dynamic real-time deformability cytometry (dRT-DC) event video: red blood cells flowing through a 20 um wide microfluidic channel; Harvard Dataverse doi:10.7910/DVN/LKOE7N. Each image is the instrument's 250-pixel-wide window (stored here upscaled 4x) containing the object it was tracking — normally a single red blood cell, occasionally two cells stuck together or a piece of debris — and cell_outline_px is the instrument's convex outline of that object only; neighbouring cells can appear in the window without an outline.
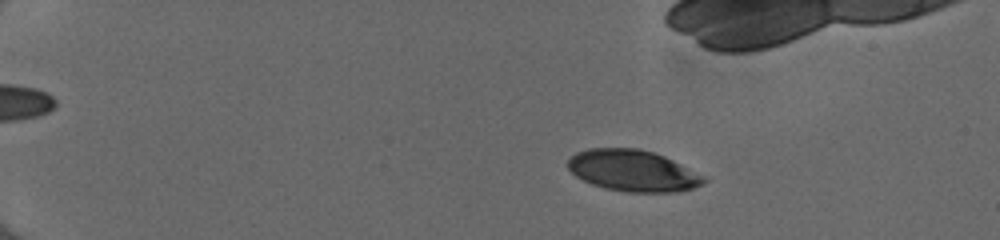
{"species": "human", "species_latin": "Homo sapiens", "temperature_condition": "cold", "stored_images_in_passage": 55, "camera_frame_rate_fps": 3000, "um_per_image_px": 0.085, "donor": {"sex": "female"}, "frame": {"image": 1, "passage_image": 11, "time_ms": 3.333, "image_size_px": [1000, 240], "cell_outline_px": [[708, 180], [704, 184], [692, 188], [676, 192], [628, 192], [604, 188], [592, 184], [576, 176], [568, 168], [568, 160], [576, 152], [588, 148], [640, 148], [664, 156], [704, 176]], "centroid_in_image_um": [53.79, 14.51], "position_along_channel_um": 31.2, "area_um2": 32.66}}
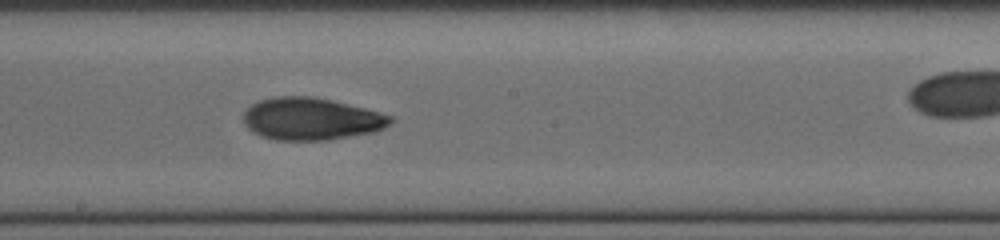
{"frame": {"image": 2, "passage_image": 33, "time_ms": 10.667, "image_size_px": [1000, 240], "cell_outline_px": [[396, 120], [384, 128], [372, 132], [328, 140], [276, 140], [260, 136], [252, 132], [244, 124], [244, 112], [252, 104], [260, 100], [272, 96], [312, 96], [332, 100], [380, 112], [392, 116]], "centroid_in_image_um": [26.45, 10.1], "position_along_channel_um": 221.8, "area_um2": 36.36}}
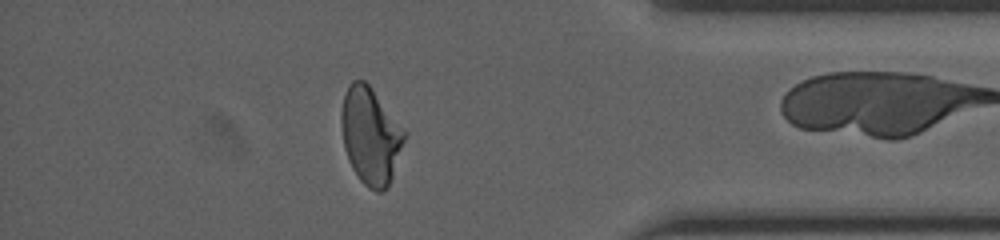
{"frame": {"image": 3, "passage_image": 48, "time_ms": 15.667, "image_size_px": [1000, 240], "cell_outline_px": [[408, 132], [388, 188], [384, 192], [376, 192], [368, 188], [360, 180], [352, 168], [344, 148], [340, 124], [340, 112], [344, 96], [348, 84], [352, 80], [364, 80], [372, 88]], "centroid_in_image_um": [31.5, 11.54], "position_along_channel_um": 403.7, "area_um2": 36.07}}